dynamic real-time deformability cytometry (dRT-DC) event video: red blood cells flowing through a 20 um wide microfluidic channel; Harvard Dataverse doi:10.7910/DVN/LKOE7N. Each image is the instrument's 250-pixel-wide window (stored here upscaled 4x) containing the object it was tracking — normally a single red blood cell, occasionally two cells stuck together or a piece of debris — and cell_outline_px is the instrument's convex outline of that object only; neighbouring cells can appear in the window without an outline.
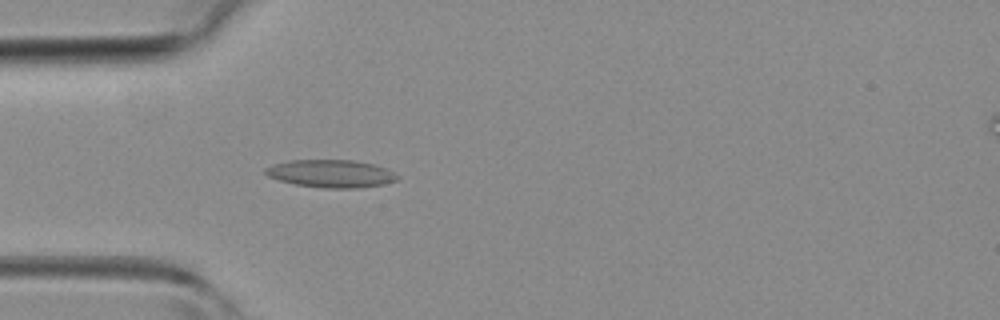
{"species": "common noctule bat (a hibernating species)", "species_latin": "Nyctalus noctula", "temperature_condition": "room temperature", "stored_images_in_passage": 43, "camera_frame_rate_fps": 3000, "um_per_image_px": 0.085, "animal": {"sex": "female", "body_mass_g": 19.3, "forearm_length_mm": 54.1}, "frame": {"image": 1, "passage_image": 12, "time_ms": 3.667, "image_size_px": [1000, 320], "cell_outline_px": [[400, 176], [396, 180], [384, 184], [360, 188], [324, 188], [296, 184], [280, 180], [268, 176], [264, 172], [264, 168], [272, 164], [288, 160], [352, 160], [372, 164], [384, 168]], "centroid_in_image_um": [28.1, 14.75], "position_along_channel_um": 56.9, "area_um2": 21.21}}
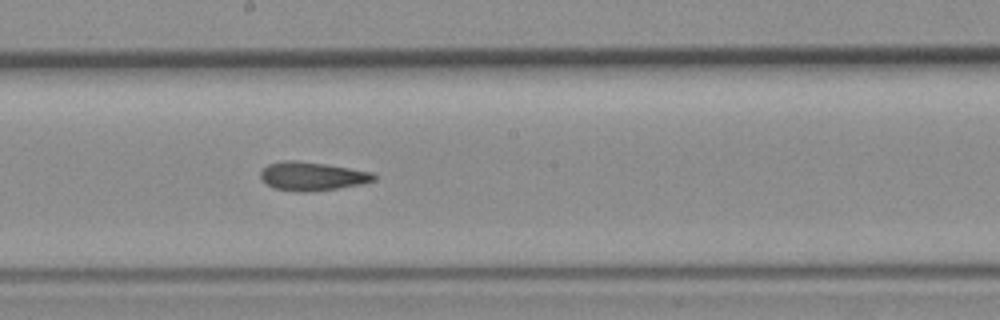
{"frame": {"image": 2, "passage_image": 23, "time_ms": 7.333, "image_size_px": [1000, 320], "cell_outline_px": [[376, 180], [360, 184], [336, 188], [308, 192], [296, 192], [272, 188], [260, 176], [260, 172], [268, 164], [280, 160], [296, 160], [324, 164], [372, 172], [376, 176]], "centroid_in_image_um": [26.5, 14.98], "position_along_channel_um": 221.7, "area_um2": 18.79}}
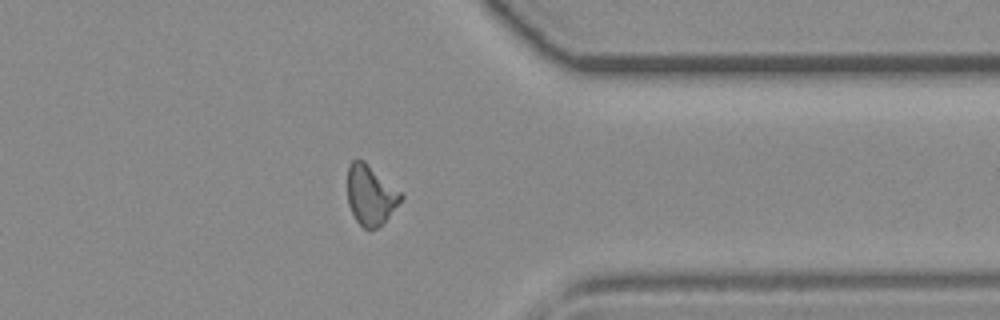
{"frame": {"image": 3, "passage_image": 34, "time_ms": 11.0, "image_size_px": [1000, 320], "cell_outline_px": [[404, 196], [388, 216], [376, 228], [364, 228], [356, 220], [348, 204], [348, 164], [352, 160], [364, 160], [400, 192]], "centroid_in_image_um": [31.47, 16.55], "position_along_channel_um": 379.9, "area_um2": 18.09}}